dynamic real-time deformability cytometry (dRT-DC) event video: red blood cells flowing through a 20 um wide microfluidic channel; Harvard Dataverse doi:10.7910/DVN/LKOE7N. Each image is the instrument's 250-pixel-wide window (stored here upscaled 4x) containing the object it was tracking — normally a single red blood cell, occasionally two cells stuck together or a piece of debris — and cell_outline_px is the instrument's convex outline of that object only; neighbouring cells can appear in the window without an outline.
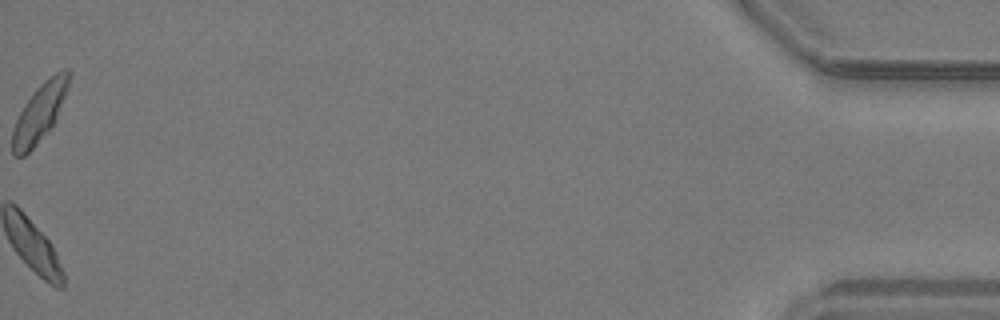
{"species": "common noctule bat (a hibernating species)", "species_latin": "Nyctalus noctula", "temperature_condition": "warm", "stored_images_in_passage": 44, "camera_frame_rate_fps": 3000, "um_per_image_px": 0.085, "animal": {"sex": "male", "body_mass_g": 19.2, "forearm_length_mm": 51.8}, "frame": {"image": 1, "passage_image": 44, "time_ms": 14.333, "image_size_px": [1000, 320], "cell_outline_px": [[72, 76], [68, 88], [56, 120], [32, 148], [24, 156], [12, 156], [12, 128], [24, 104], [32, 92], [44, 80], [60, 68], [68, 68], [72, 72]], "centroid_in_image_um": [3.39, 9.49], "position_along_channel_um": 431.8, "area_um2": 19.25}}